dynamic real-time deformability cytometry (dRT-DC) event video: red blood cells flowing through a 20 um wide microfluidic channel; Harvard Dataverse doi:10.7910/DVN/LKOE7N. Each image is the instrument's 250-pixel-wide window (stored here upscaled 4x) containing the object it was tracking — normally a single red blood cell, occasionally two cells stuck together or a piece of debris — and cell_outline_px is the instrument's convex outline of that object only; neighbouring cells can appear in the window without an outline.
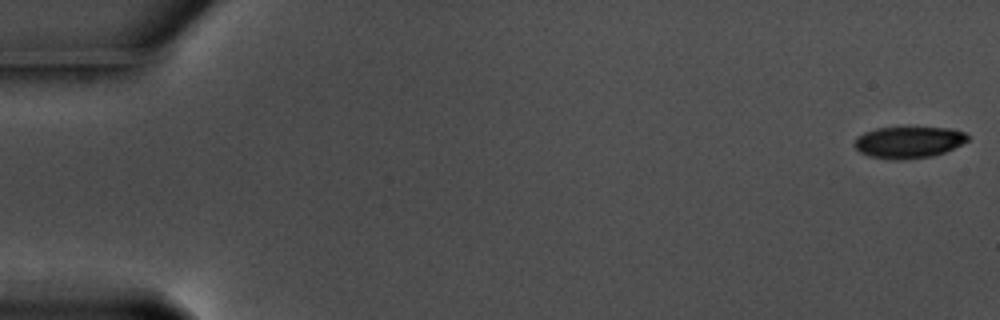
{"species": "common noctule bat (a hibernating species)", "species_latin": "Nyctalus noctula", "temperature_condition": "warm", "stored_images_in_passage": 58, "camera_frame_rate_fps": 3000, "um_per_image_px": 0.085, "animal": {"sex": "male", "body_mass_g": 17.5, "forearm_length_mm": 52.3}, "frame": {"image": 1, "passage_image": 1, "time_ms": 0.0, "image_size_px": [1000, 320], "cell_outline_px": [[968, 140], [944, 152], [932, 156], [868, 156], [860, 152], [852, 144], [856, 136], [864, 132], [876, 128], [952, 128], [964, 132], [968, 136]], "centroid_in_image_um": [77.21, 12.03], "position_along_channel_um": 7.8, "area_um2": 19.77}}
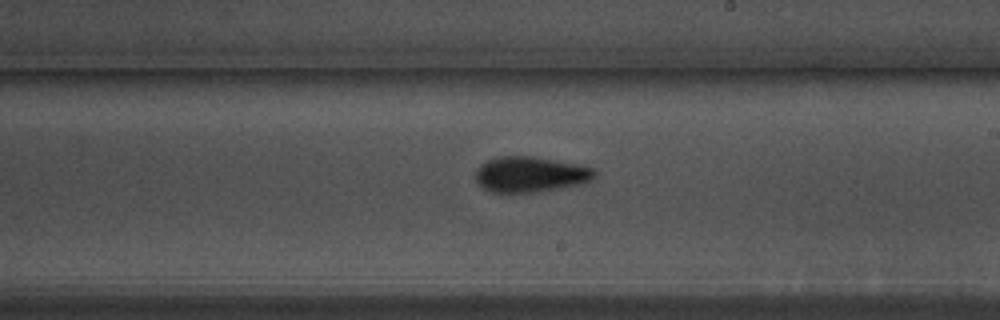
{"frame": {"image": 2, "passage_image": 34, "time_ms": 11.0, "image_size_px": [1000, 320], "cell_outline_px": [[596, 176], [592, 180], [584, 184], [536, 192], [492, 192], [484, 188], [476, 180], [476, 172], [480, 164], [488, 160], [500, 156], [532, 156], [576, 164], [592, 168], [596, 172]], "centroid_in_image_um": [45.1, 14.82], "position_along_channel_um": 243.9, "area_um2": 24.57}}
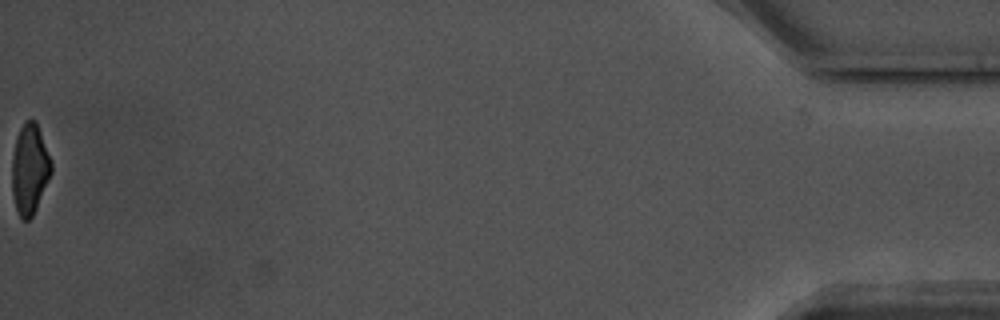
{"frame": {"image": 3, "passage_image": 58, "time_ms": 19.0, "image_size_px": [1000, 320], "cell_outline_px": [[52, 172], [36, 208], [32, 216], [28, 220], [20, 220], [16, 212], [12, 192], [12, 156], [16, 136], [24, 120], [36, 120], [52, 160]], "centroid_in_image_um": [2.52, 14.36], "position_along_channel_um": 432.7, "area_um2": 20.98}, "authors_computed_cell_mechanics": {"area_um2": 22.9466, "velocity_mm_per_s": 3.5914, "shape_relaxation_time_tau1_ms": 3.0214, "shape_relaxation_time_tau2_ms": 4.1487, "deformation_change_tau1": 0.122, "deformation_change_tau2": 0.1078}}